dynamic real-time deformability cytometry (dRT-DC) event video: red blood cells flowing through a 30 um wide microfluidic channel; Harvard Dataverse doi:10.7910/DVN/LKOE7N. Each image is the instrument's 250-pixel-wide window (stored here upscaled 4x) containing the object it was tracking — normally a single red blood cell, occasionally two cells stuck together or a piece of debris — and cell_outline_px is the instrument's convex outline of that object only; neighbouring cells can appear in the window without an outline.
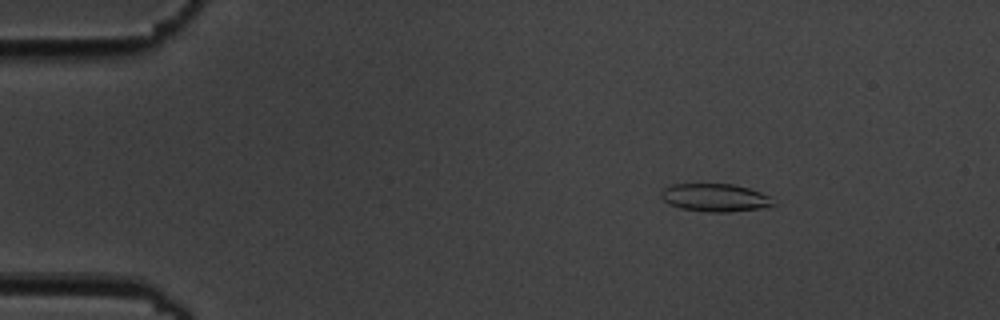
{"species": "common noctule bat (a hibernating species)", "species_latin": "Nyctalus noctula", "temperature_condition": "cold", "stored_images_in_passage": 5, "camera_frame_rate_fps": 3000, "um_per_image_px": 0.085, "animal": {"sex": "male", "body_mass_g": 19.5, "forearm_length_mm": 54.6}, "frame": {"image": 1, "passage_image": 1, "time_ms": 0.0, "image_size_px": [1000, 320], "cell_outline_px": [[780, 204], [760, 208], [728, 212], [708, 212], [680, 208], [668, 204], [660, 196], [660, 192], [664, 188], [672, 184], [732, 184], [748, 188], [772, 196]], "centroid_in_image_um": [60.83, 16.8], "position_along_channel_um": 24.2, "area_um2": 18.5}}
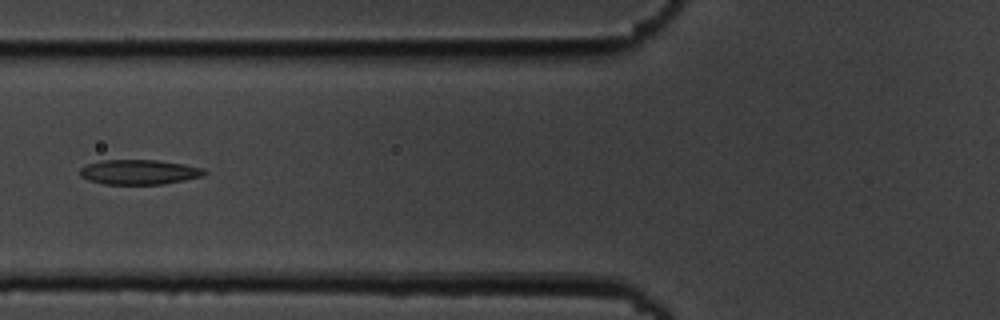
{"frame": {"image": 2, "passage_image": 5, "time_ms": 4.667, "image_size_px": [1000, 320], "cell_outline_px": [[208, 172], [204, 176], [164, 184], [104, 184], [88, 180], [80, 176], [80, 168], [88, 164], [104, 160], [156, 160], [184, 164], [204, 168]], "centroid_in_image_um": [11.86, 14.63], "position_along_channel_um": 113.9, "area_um2": 18.03}}